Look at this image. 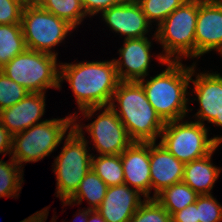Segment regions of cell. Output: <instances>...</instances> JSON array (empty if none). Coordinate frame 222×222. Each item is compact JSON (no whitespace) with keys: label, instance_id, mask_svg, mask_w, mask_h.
I'll return each mask as SVG.
<instances>
[{"label":"cell","instance_id":"obj_38","mask_svg":"<svg viewBox=\"0 0 222 222\" xmlns=\"http://www.w3.org/2000/svg\"><path fill=\"white\" fill-rule=\"evenodd\" d=\"M18 1H20L24 5H28V4L36 3L37 0H18Z\"/></svg>","mask_w":222,"mask_h":222},{"label":"cell","instance_id":"obj_28","mask_svg":"<svg viewBox=\"0 0 222 222\" xmlns=\"http://www.w3.org/2000/svg\"><path fill=\"white\" fill-rule=\"evenodd\" d=\"M29 91L0 70V111L21 101Z\"/></svg>","mask_w":222,"mask_h":222},{"label":"cell","instance_id":"obj_35","mask_svg":"<svg viewBox=\"0 0 222 222\" xmlns=\"http://www.w3.org/2000/svg\"><path fill=\"white\" fill-rule=\"evenodd\" d=\"M87 222H106L97 209H91L88 213Z\"/></svg>","mask_w":222,"mask_h":222},{"label":"cell","instance_id":"obj_23","mask_svg":"<svg viewBox=\"0 0 222 222\" xmlns=\"http://www.w3.org/2000/svg\"><path fill=\"white\" fill-rule=\"evenodd\" d=\"M36 3L44 10L64 19L74 28L87 16L81 0H37Z\"/></svg>","mask_w":222,"mask_h":222},{"label":"cell","instance_id":"obj_34","mask_svg":"<svg viewBox=\"0 0 222 222\" xmlns=\"http://www.w3.org/2000/svg\"><path fill=\"white\" fill-rule=\"evenodd\" d=\"M49 207H44L41 211H37L28 218L20 221V222H45L48 217Z\"/></svg>","mask_w":222,"mask_h":222},{"label":"cell","instance_id":"obj_32","mask_svg":"<svg viewBox=\"0 0 222 222\" xmlns=\"http://www.w3.org/2000/svg\"><path fill=\"white\" fill-rule=\"evenodd\" d=\"M172 222H199L196 202L171 215Z\"/></svg>","mask_w":222,"mask_h":222},{"label":"cell","instance_id":"obj_33","mask_svg":"<svg viewBox=\"0 0 222 222\" xmlns=\"http://www.w3.org/2000/svg\"><path fill=\"white\" fill-rule=\"evenodd\" d=\"M12 151V135L5 126L0 123V154L5 156L7 153L9 156Z\"/></svg>","mask_w":222,"mask_h":222},{"label":"cell","instance_id":"obj_18","mask_svg":"<svg viewBox=\"0 0 222 222\" xmlns=\"http://www.w3.org/2000/svg\"><path fill=\"white\" fill-rule=\"evenodd\" d=\"M142 194L127 184L110 186L105 198L97 208L106 222H129L140 205L145 201Z\"/></svg>","mask_w":222,"mask_h":222},{"label":"cell","instance_id":"obj_36","mask_svg":"<svg viewBox=\"0 0 222 222\" xmlns=\"http://www.w3.org/2000/svg\"><path fill=\"white\" fill-rule=\"evenodd\" d=\"M91 209L88 207L87 209H82V211H81V209L79 210V212L77 213L78 215L76 216V218L74 219L75 220V222H76V219H77V217L79 216V217H81V222H87V220H88V213H89V211H90ZM79 219V218H78ZM74 222V221H73Z\"/></svg>","mask_w":222,"mask_h":222},{"label":"cell","instance_id":"obj_3","mask_svg":"<svg viewBox=\"0 0 222 222\" xmlns=\"http://www.w3.org/2000/svg\"><path fill=\"white\" fill-rule=\"evenodd\" d=\"M164 65L168 67L160 74L138 82L164 122L184 119L188 111H192L187 108L189 99L186 97L187 93L189 96L191 66L186 67L181 61H167Z\"/></svg>","mask_w":222,"mask_h":222},{"label":"cell","instance_id":"obj_9","mask_svg":"<svg viewBox=\"0 0 222 222\" xmlns=\"http://www.w3.org/2000/svg\"><path fill=\"white\" fill-rule=\"evenodd\" d=\"M21 25L27 49L51 54L53 49L75 28L64 19L44 10L37 3L25 5ZM53 51V52H52Z\"/></svg>","mask_w":222,"mask_h":222},{"label":"cell","instance_id":"obj_26","mask_svg":"<svg viewBox=\"0 0 222 222\" xmlns=\"http://www.w3.org/2000/svg\"><path fill=\"white\" fill-rule=\"evenodd\" d=\"M150 23L157 21L159 25L175 9L187 0H136Z\"/></svg>","mask_w":222,"mask_h":222},{"label":"cell","instance_id":"obj_20","mask_svg":"<svg viewBox=\"0 0 222 222\" xmlns=\"http://www.w3.org/2000/svg\"><path fill=\"white\" fill-rule=\"evenodd\" d=\"M107 184L93 171H90L80 182V186L75 194L69 200H62L63 206L72 205L73 202L77 205L81 204L83 199L87 200L90 209H97L103 199L105 198L107 191Z\"/></svg>","mask_w":222,"mask_h":222},{"label":"cell","instance_id":"obj_17","mask_svg":"<svg viewBox=\"0 0 222 222\" xmlns=\"http://www.w3.org/2000/svg\"><path fill=\"white\" fill-rule=\"evenodd\" d=\"M185 163L178 160L162 144L150 142L151 190L154 195L183 180Z\"/></svg>","mask_w":222,"mask_h":222},{"label":"cell","instance_id":"obj_7","mask_svg":"<svg viewBox=\"0 0 222 222\" xmlns=\"http://www.w3.org/2000/svg\"><path fill=\"white\" fill-rule=\"evenodd\" d=\"M0 70L31 93L60 89V63L51 54L26 48Z\"/></svg>","mask_w":222,"mask_h":222},{"label":"cell","instance_id":"obj_39","mask_svg":"<svg viewBox=\"0 0 222 222\" xmlns=\"http://www.w3.org/2000/svg\"><path fill=\"white\" fill-rule=\"evenodd\" d=\"M51 222H56V220H55V218H54V217L52 218Z\"/></svg>","mask_w":222,"mask_h":222},{"label":"cell","instance_id":"obj_21","mask_svg":"<svg viewBox=\"0 0 222 222\" xmlns=\"http://www.w3.org/2000/svg\"><path fill=\"white\" fill-rule=\"evenodd\" d=\"M199 195L183 181L166 187L155 199L172 215L196 202Z\"/></svg>","mask_w":222,"mask_h":222},{"label":"cell","instance_id":"obj_30","mask_svg":"<svg viewBox=\"0 0 222 222\" xmlns=\"http://www.w3.org/2000/svg\"><path fill=\"white\" fill-rule=\"evenodd\" d=\"M24 6L18 0H0V24H21Z\"/></svg>","mask_w":222,"mask_h":222},{"label":"cell","instance_id":"obj_1","mask_svg":"<svg viewBox=\"0 0 222 222\" xmlns=\"http://www.w3.org/2000/svg\"><path fill=\"white\" fill-rule=\"evenodd\" d=\"M60 87L66 80L76 98L78 109L89 119L109 106L120 82L113 59L60 64ZM101 109V110H100Z\"/></svg>","mask_w":222,"mask_h":222},{"label":"cell","instance_id":"obj_14","mask_svg":"<svg viewBox=\"0 0 222 222\" xmlns=\"http://www.w3.org/2000/svg\"><path fill=\"white\" fill-rule=\"evenodd\" d=\"M124 184L151 198L150 142H132L121 154Z\"/></svg>","mask_w":222,"mask_h":222},{"label":"cell","instance_id":"obj_15","mask_svg":"<svg viewBox=\"0 0 222 222\" xmlns=\"http://www.w3.org/2000/svg\"><path fill=\"white\" fill-rule=\"evenodd\" d=\"M152 43L148 37L124 39L120 48L119 59H114L117 75L120 81H139L148 76L151 61L150 48ZM125 68V69H124Z\"/></svg>","mask_w":222,"mask_h":222},{"label":"cell","instance_id":"obj_29","mask_svg":"<svg viewBox=\"0 0 222 222\" xmlns=\"http://www.w3.org/2000/svg\"><path fill=\"white\" fill-rule=\"evenodd\" d=\"M212 195H199L197 197L199 222L222 221V205Z\"/></svg>","mask_w":222,"mask_h":222},{"label":"cell","instance_id":"obj_22","mask_svg":"<svg viewBox=\"0 0 222 222\" xmlns=\"http://www.w3.org/2000/svg\"><path fill=\"white\" fill-rule=\"evenodd\" d=\"M26 49L21 24H0V69Z\"/></svg>","mask_w":222,"mask_h":222},{"label":"cell","instance_id":"obj_31","mask_svg":"<svg viewBox=\"0 0 222 222\" xmlns=\"http://www.w3.org/2000/svg\"><path fill=\"white\" fill-rule=\"evenodd\" d=\"M123 0H81L82 6L89 17L102 13L104 10L119 4Z\"/></svg>","mask_w":222,"mask_h":222},{"label":"cell","instance_id":"obj_37","mask_svg":"<svg viewBox=\"0 0 222 222\" xmlns=\"http://www.w3.org/2000/svg\"><path fill=\"white\" fill-rule=\"evenodd\" d=\"M212 124L216 125V126H221L222 127V113L220 115V118H216Z\"/></svg>","mask_w":222,"mask_h":222},{"label":"cell","instance_id":"obj_11","mask_svg":"<svg viewBox=\"0 0 222 222\" xmlns=\"http://www.w3.org/2000/svg\"><path fill=\"white\" fill-rule=\"evenodd\" d=\"M212 50L222 55V0H199L195 58Z\"/></svg>","mask_w":222,"mask_h":222},{"label":"cell","instance_id":"obj_27","mask_svg":"<svg viewBox=\"0 0 222 222\" xmlns=\"http://www.w3.org/2000/svg\"><path fill=\"white\" fill-rule=\"evenodd\" d=\"M129 222H172V218L155 198H145Z\"/></svg>","mask_w":222,"mask_h":222},{"label":"cell","instance_id":"obj_13","mask_svg":"<svg viewBox=\"0 0 222 222\" xmlns=\"http://www.w3.org/2000/svg\"><path fill=\"white\" fill-rule=\"evenodd\" d=\"M101 16L112 31L126 36L124 39L146 37L152 25L136 0H123L104 10Z\"/></svg>","mask_w":222,"mask_h":222},{"label":"cell","instance_id":"obj_4","mask_svg":"<svg viewBox=\"0 0 222 222\" xmlns=\"http://www.w3.org/2000/svg\"><path fill=\"white\" fill-rule=\"evenodd\" d=\"M199 0H187L164 19L154 32V39L160 43L164 54L157 55L159 63L182 61L195 58V28Z\"/></svg>","mask_w":222,"mask_h":222},{"label":"cell","instance_id":"obj_25","mask_svg":"<svg viewBox=\"0 0 222 222\" xmlns=\"http://www.w3.org/2000/svg\"><path fill=\"white\" fill-rule=\"evenodd\" d=\"M23 168L10 157L9 162L0 159V198L18 197L22 190Z\"/></svg>","mask_w":222,"mask_h":222},{"label":"cell","instance_id":"obj_2","mask_svg":"<svg viewBox=\"0 0 222 222\" xmlns=\"http://www.w3.org/2000/svg\"><path fill=\"white\" fill-rule=\"evenodd\" d=\"M116 101L118 104H115ZM109 106L133 142H156V138L160 137L165 122L149 103L139 82L120 81Z\"/></svg>","mask_w":222,"mask_h":222},{"label":"cell","instance_id":"obj_24","mask_svg":"<svg viewBox=\"0 0 222 222\" xmlns=\"http://www.w3.org/2000/svg\"><path fill=\"white\" fill-rule=\"evenodd\" d=\"M92 169L108 187L124 184L120 155H92Z\"/></svg>","mask_w":222,"mask_h":222},{"label":"cell","instance_id":"obj_16","mask_svg":"<svg viewBox=\"0 0 222 222\" xmlns=\"http://www.w3.org/2000/svg\"><path fill=\"white\" fill-rule=\"evenodd\" d=\"M45 93L29 92L15 105L0 111V123L13 136L35 124L42 123L45 112Z\"/></svg>","mask_w":222,"mask_h":222},{"label":"cell","instance_id":"obj_6","mask_svg":"<svg viewBox=\"0 0 222 222\" xmlns=\"http://www.w3.org/2000/svg\"><path fill=\"white\" fill-rule=\"evenodd\" d=\"M65 144L54 160L56 193L61 200H69L77 191L80 182L92 169V154L88 153V142L83 130L74 128L67 132Z\"/></svg>","mask_w":222,"mask_h":222},{"label":"cell","instance_id":"obj_10","mask_svg":"<svg viewBox=\"0 0 222 222\" xmlns=\"http://www.w3.org/2000/svg\"><path fill=\"white\" fill-rule=\"evenodd\" d=\"M92 123L83 126L76 122L74 113V129L89 132L94 149L99 155H120L133 141L129 138L125 126L110 106H104ZM76 116V117H75Z\"/></svg>","mask_w":222,"mask_h":222},{"label":"cell","instance_id":"obj_19","mask_svg":"<svg viewBox=\"0 0 222 222\" xmlns=\"http://www.w3.org/2000/svg\"><path fill=\"white\" fill-rule=\"evenodd\" d=\"M217 148L218 146L203 158L185 163L182 181L198 195H211L214 183L222 170L211 162L212 155Z\"/></svg>","mask_w":222,"mask_h":222},{"label":"cell","instance_id":"obj_5","mask_svg":"<svg viewBox=\"0 0 222 222\" xmlns=\"http://www.w3.org/2000/svg\"><path fill=\"white\" fill-rule=\"evenodd\" d=\"M74 116L47 120L12 136L11 155L21 167L49 156L74 127ZM13 153V154H12Z\"/></svg>","mask_w":222,"mask_h":222},{"label":"cell","instance_id":"obj_8","mask_svg":"<svg viewBox=\"0 0 222 222\" xmlns=\"http://www.w3.org/2000/svg\"><path fill=\"white\" fill-rule=\"evenodd\" d=\"M183 120L165 122L159 142L178 160L188 163L203 158L222 143L221 136L208 138L205 125Z\"/></svg>","mask_w":222,"mask_h":222},{"label":"cell","instance_id":"obj_12","mask_svg":"<svg viewBox=\"0 0 222 222\" xmlns=\"http://www.w3.org/2000/svg\"><path fill=\"white\" fill-rule=\"evenodd\" d=\"M191 65L190 82L193 83L194 93L200 109L195 113L196 122L205 125L204 121L212 123L216 118H220L222 113V74L220 73H198L193 80L195 74V65Z\"/></svg>","mask_w":222,"mask_h":222}]
</instances>
